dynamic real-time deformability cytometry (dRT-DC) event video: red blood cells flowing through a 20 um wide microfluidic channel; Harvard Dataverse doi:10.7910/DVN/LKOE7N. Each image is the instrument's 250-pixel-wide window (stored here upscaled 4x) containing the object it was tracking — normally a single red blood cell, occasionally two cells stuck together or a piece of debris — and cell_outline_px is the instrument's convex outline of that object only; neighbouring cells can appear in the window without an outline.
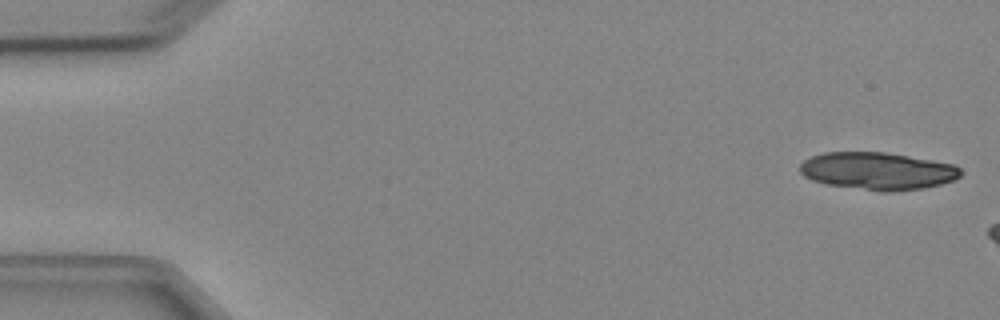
{"species": "Egyptian fruit bat (a non-hibernating species)", "species_latin": "Rousettus aegyptiacus", "temperature_condition": "cold", "stored_images_in_passage": 3, "camera_frame_rate_fps": 3000, "um_per_image_px": 0.085, "animal": {"sex": "female"}, "frame": {"image": 1, "passage_image": 1, "time_ms": 0.0, "image_size_px": [1000, 320], "cell_outline_px": [[964, 172], [960, 176], [952, 180], [940, 184], [924, 188], [892, 192], [880, 192], [828, 184], [812, 180], [804, 176], [800, 172], [800, 164], [804, 160], [812, 156], [824, 152], [884, 152], [956, 164]], "centroid_in_image_um": [74.62, 14.54], "position_along_channel_um": 10.4, "area_um2": 35.2}}